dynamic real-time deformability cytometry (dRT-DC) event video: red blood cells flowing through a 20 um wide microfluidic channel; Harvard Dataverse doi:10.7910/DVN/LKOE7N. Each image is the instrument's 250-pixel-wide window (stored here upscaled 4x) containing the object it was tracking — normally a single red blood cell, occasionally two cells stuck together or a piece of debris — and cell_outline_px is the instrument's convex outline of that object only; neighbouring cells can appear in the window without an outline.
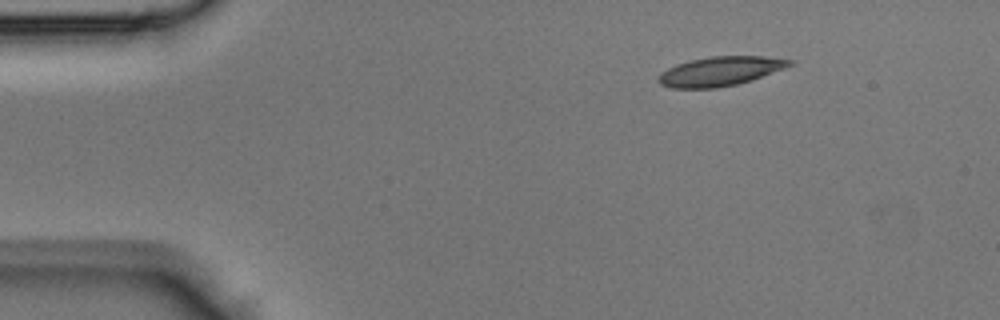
{"species": "Egyptian fruit bat (a non-hibernating species)", "species_latin": "Rousettus aegyptiacus", "temperature_condition": "room temperature", "stored_images_in_passage": 38, "camera_frame_rate_fps": 3000, "um_per_image_px": 0.085, "animal": {"sex": "male"}, "frame": {"image": 1, "passage_image": 1, "time_ms": 0.0, "image_size_px": [1000, 320], "cell_outline_px": [[796, 60], [792, 64], [784, 68], [752, 80], [736, 84], [716, 88], [672, 88], [660, 84], [656, 80], [668, 68], [676, 64], [692, 60], [712, 56], [764, 56]], "centroid_in_image_um": [61.24, 6.05], "position_along_channel_um": 23.8, "area_um2": 22.2}}
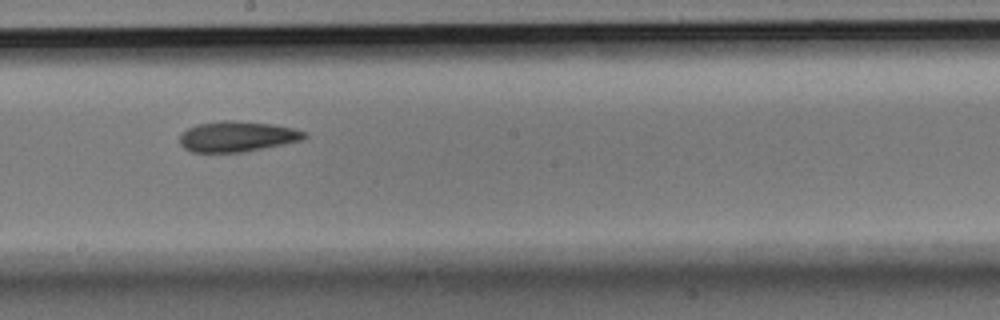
{"frame": {"image": 2, "passage_image": 19, "time_ms": 6.0, "image_size_px": [1000, 320], "cell_outline_px": [[308, 136], [300, 140], [284, 144], [264, 148], [240, 152], [192, 152], [184, 148], [180, 144], [180, 136], [188, 128], [196, 124], [220, 120], [228, 120], [272, 124], [292, 128], [308, 132]], "centroid_in_image_um": [20.15, 11.6], "position_along_channel_um": 228.0, "area_um2": 22.08}}
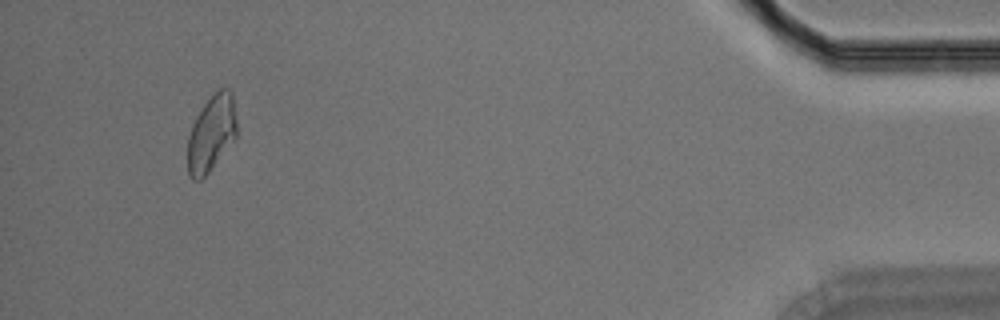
{"frame": {"image": 3, "passage_image": 36, "time_ms": 11.667, "image_size_px": [1000, 320], "cell_outline_px": [[236, 136], [208, 172], [200, 180], [192, 180], [188, 176], [188, 136], [192, 124], [196, 116], [204, 104], [220, 88], [228, 88], [232, 92], [236, 116]], "centroid_in_image_um": [17.95, 11.33], "position_along_channel_um": 417.2, "area_um2": 21.5}}